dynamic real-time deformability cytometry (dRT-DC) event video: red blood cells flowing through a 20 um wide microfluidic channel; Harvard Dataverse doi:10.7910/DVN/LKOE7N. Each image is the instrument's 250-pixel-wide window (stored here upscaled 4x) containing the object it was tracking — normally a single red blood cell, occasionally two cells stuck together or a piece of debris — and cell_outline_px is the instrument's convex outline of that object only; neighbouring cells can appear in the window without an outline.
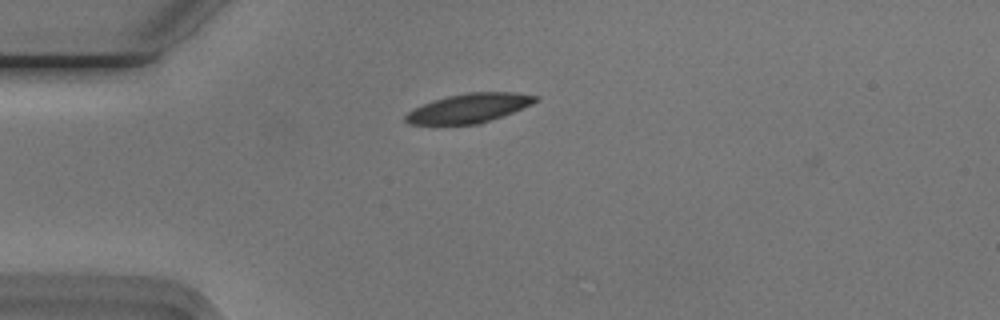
{"species": "Egyptian fruit bat (a non-hibernating species)", "species_latin": "Rousettus aegyptiacus", "temperature_condition": "cold", "stored_images_in_passage": 42, "camera_frame_rate_fps": 3000, "um_per_image_px": 0.085, "animal": {"sex": "male"}, "frame": {"image": 1, "passage_image": 1, "time_ms": 0.0, "image_size_px": [1000, 320], "cell_outline_px": [[540, 100], [532, 104], [512, 112], [480, 124], [408, 124], [404, 120], [404, 116], [412, 108], [432, 100], [448, 96], [468, 92], [516, 92], [540, 96]], "centroid_in_image_um": [39.87, 9.18], "position_along_channel_um": 45.1, "area_um2": 22.2}}
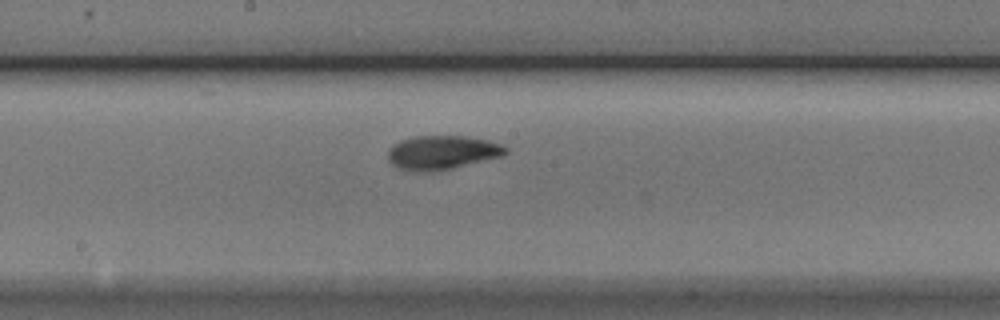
{"frame": {"image": 2, "passage_image": 16, "time_ms": 5.0, "image_size_px": [1000, 320], "cell_outline_px": [[508, 152], [504, 156], [452, 168], [416, 172], [396, 168], [388, 160], [388, 148], [392, 144], [400, 140], [416, 136], [464, 136], [488, 140], [500, 144], [508, 148]], "centroid_in_image_um": [37.56, 12.95], "position_along_channel_um": 210.6, "area_um2": 23.35}}
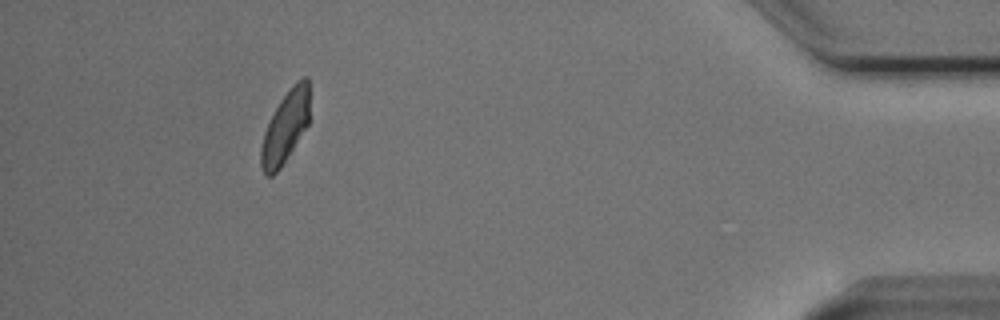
{"frame": {"image": 3, "passage_image": 37, "time_ms": 12.0, "image_size_px": [1000, 320], "cell_outline_px": [[308, 124], [280, 168], [272, 176], [268, 176], [264, 172], [260, 164], [260, 148], [264, 132], [280, 100], [292, 84], [304, 76], [308, 76]], "centroid_in_image_um": [24.23, 10.8], "position_along_channel_um": 411.0, "area_um2": 19.88}, "authors_computed_cell_mechanics": {"area_um2": 22.1952, "velocity_mm_per_s": 3.7175, "shape_relaxation_time_tau1_ms": 2.8566, "shape_relaxation_time_tau2_ms": 1.9458, "deformation_change_tau1": 0.1341, "deformation_change_tau2": 0.0723}}